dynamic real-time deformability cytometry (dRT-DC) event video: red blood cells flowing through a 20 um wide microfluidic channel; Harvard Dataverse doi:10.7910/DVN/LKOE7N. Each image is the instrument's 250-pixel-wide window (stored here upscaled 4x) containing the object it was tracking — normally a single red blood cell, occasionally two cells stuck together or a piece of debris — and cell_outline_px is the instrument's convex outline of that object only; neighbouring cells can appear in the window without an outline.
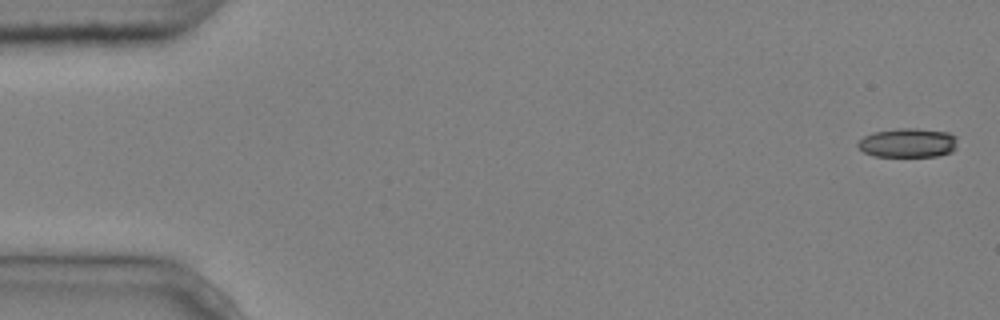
{"species": "common noctule bat (a hibernating species)", "species_latin": "Nyctalus noctula", "temperature_condition": "cold", "stored_images_in_passage": 5, "camera_frame_rate_fps": 3000, "um_per_image_px": 0.085, "animal": {"sex": "male", "body_mass_g": 20.4}, "frame": {"image": 1, "passage_image": 1, "time_ms": 0.0, "image_size_px": [1000, 320], "cell_outline_px": [[956, 148], [952, 152], [940, 156], [872, 156], [864, 152], [856, 144], [864, 136], [872, 132], [896, 128], [916, 128], [948, 132], [956, 136]], "centroid_in_image_um": [77.18, 12.14], "position_along_channel_um": 7.8, "area_um2": 17.11}}
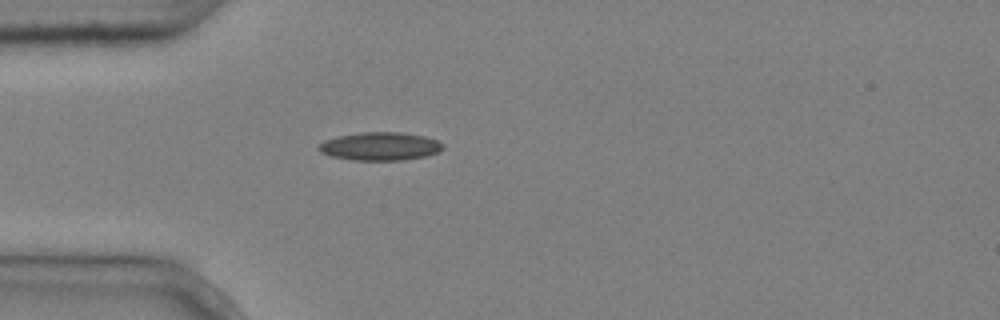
{"frame": {"image": 2, "passage_image": 5, "time_ms": 1.333, "image_size_px": [1000, 320], "cell_outline_px": [[444, 148], [440, 152], [424, 156], [404, 160], [352, 160], [332, 156], [320, 152], [316, 148], [324, 140], [340, 136], [360, 132], [400, 132], [424, 136], [436, 140], [444, 144]], "centroid_in_image_um": [32.32, 12.44], "position_along_channel_um": 52.7, "area_um2": 20.4}}